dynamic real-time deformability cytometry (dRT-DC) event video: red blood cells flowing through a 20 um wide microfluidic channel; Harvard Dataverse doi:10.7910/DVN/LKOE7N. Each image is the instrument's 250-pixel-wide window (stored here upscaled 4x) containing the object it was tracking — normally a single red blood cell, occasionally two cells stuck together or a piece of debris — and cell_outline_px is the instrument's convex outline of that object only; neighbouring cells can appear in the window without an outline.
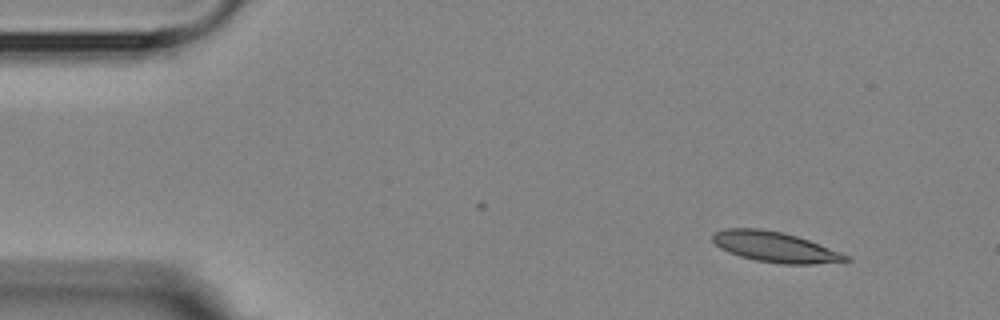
{"species": "Egyptian fruit bat (a non-hibernating species)", "species_latin": "Rousettus aegyptiacus", "temperature_condition": "room temperature", "stored_images_in_passage": 3, "camera_frame_rate_fps": 3000, "um_per_image_px": 0.085, "animal": {"sex": "female"}, "frame": {"image": 1, "passage_image": 1, "time_ms": 0.0, "image_size_px": [1000, 320], "cell_outline_px": [[852, 260], [812, 264], [784, 264], [756, 260], [740, 256], [728, 252], [720, 248], [712, 240], [712, 232], [724, 228], [760, 228], [784, 232], [808, 240], [840, 252], [848, 256]], "centroid_in_image_um": [65.82, 20.97], "position_along_channel_um": 19.2, "area_um2": 23.47}}